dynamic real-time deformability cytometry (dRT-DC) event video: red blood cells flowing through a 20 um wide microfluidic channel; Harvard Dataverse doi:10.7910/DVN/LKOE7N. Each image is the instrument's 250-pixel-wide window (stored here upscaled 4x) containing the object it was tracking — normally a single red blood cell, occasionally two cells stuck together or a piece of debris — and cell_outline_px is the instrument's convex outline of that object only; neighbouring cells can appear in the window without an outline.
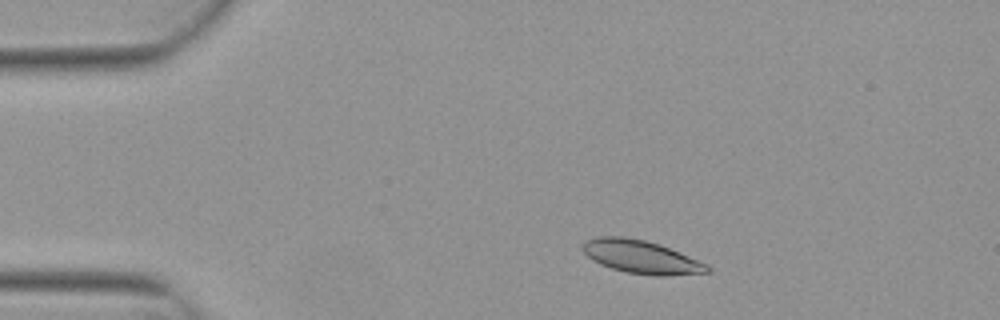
{"species": "Egyptian fruit bat (a non-hibernating species)", "species_latin": "Rousettus aegyptiacus", "temperature_condition": "warm", "stored_images_in_passage": 4, "camera_frame_rate_fps": 3000, "um_per_image_px": 0.085, "animal": {"sex": "female"}, "frame": {"image": 1, "passage_image": 2, "time_ms": 0.333, "image_size_px": [1000, 320], "cell_outline_px": [[712, 272], [664, 276], [656, 276], [624, 272], [600, 264], [592, 260], [580, 248], [584, 240], [596, 236], [624, 236], [644, 240], [660, 244], [708, 264], [712, 268]], "centroid_in_image_um": [54.49, 21.83], "position_along_channel_um": 30.5, "area_um2": 24.39}}